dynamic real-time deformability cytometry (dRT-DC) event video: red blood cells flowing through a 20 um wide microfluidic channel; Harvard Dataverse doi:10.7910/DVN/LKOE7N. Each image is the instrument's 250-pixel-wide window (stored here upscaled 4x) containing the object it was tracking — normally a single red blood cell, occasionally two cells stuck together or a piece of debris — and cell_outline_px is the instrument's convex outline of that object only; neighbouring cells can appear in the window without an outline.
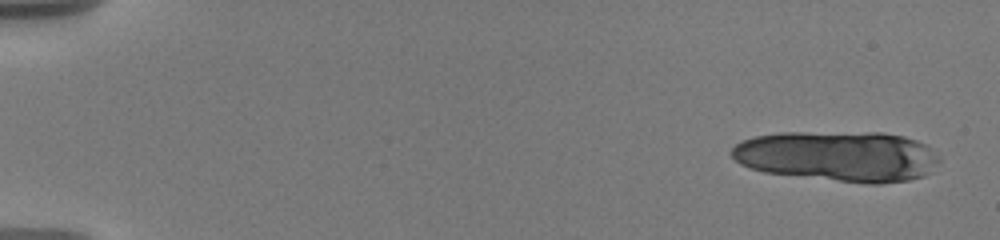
{"species": "human", "species_latin": "Homo sapiens", "temperature_condition": "warm", "stored_images_in_passage": 9, "camera_frame_rate_fps": 3000, "um_per_image_px": 0.085, "donor": {"sex": "male"}, "frame": {"image": 1, "passage_image": 1, "time_ms": 0.0, "image_size_px": [1000, 240], "cell_outline_px": [[940, 160], [924, 176], [908, 180], [880, 184], [868, 184], [764, 172], [740, 164], [732, 156], [732, 148], [736, 144], [744, 140], [756, 136], [780, 132], [884, 132], [904, 136], [916, 140], [924, 144]], "centroid_in_image_um": [71.23, 13.26], "position_along_channel_um": 13.8, "area_um2": 60.98}}
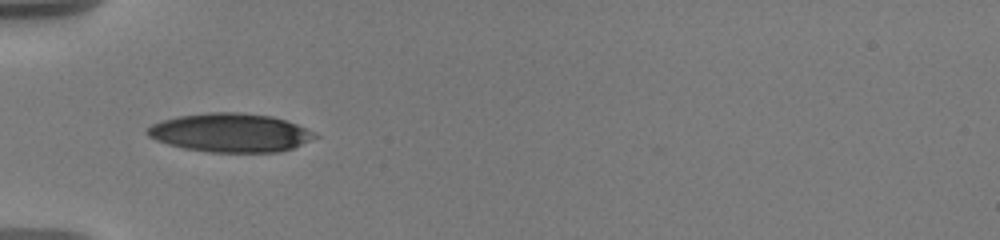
{"frame": {"image": 2, "passage_image": 8, "time_ms": 6.0, "image_size_px": [1000, 240], "cell_outline_px": [[320, 136], [292, 148], [276, 152], [208, 152], [184, 148], [168, 144], [156, 140], [148, 136], [144, 132], [152, 124], [176, 116], [208, 112], [240, 112], [272, 116], [296, 124]], "centroid_in_image_um": [19.54, 11.27], "position_along_channel_um": 65.5, "area_um2": 37.63}}
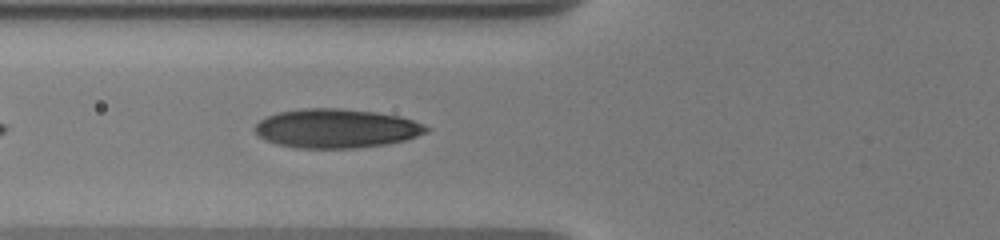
{"frame": {"image": 3, "passage_image": 9, "time_ms": 7.0, "image_size_px": [1000, 240], "cell_outline_px": [[432, 128], [428, 132], [408, 140], [388, 144], [356, 148], [296, 148], [276, 144], [264, 140], [252, 128], [260, 120], [268, 116], [280, 112], [300, 108], [340, 108], [376, 112], [400, 116], [424, 124]], "centroid_in_image_um": [28.62, 10.92], "position_along_channel_um": 97.2, "area_um2": 39.42}}